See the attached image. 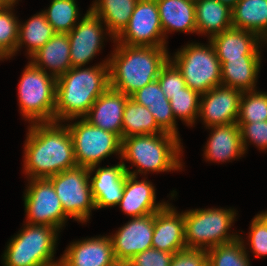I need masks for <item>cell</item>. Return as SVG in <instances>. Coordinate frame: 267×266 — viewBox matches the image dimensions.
<instances>
[{
  "instance_id": "f35d334b",
  "label": "cell",
  "mask_w": 267,
  "mask_h": 266,
  "mask_svg": "<svg viewBox=\"0 0 267 266\" xmlns=\"http://www.w3.org/2000/svg\"><path fill=\"white\" fill-rule=\"evenodd\" d=\"M240 128L242 146L247 149V140L254 142L260 149H267V121L253 123H237Z\"/></svg>"
},
{
  "instance_id": "30bf717a",
  "label": "cell",
  "mask_w": 267,
  "mask_h": 266,
  "mask_svg": "<svg viewBox=\"0 0 267 266\" xmlns=\"http://www.w3.org/2000/svg\"><path fill=\"white\" fill-rule=\"evenodd\" d=\"M88 167L77 166L48 177L68 217L85 222L92 209H96L89 184Z\"/></svg>"
},
{
  "instance_id": "9c48e42d",
  "label": "cell",
  "mask_w": 267,
  "mask_h": 266,
  "mask_svg": "<svg viewBox=\"0 0 267 266\" xmlns=\"http://www.w3.org/2000/svg\"><path fill=\"white\" fill-rule=\"evenodd\" d=\"M72 138L77 166L88 167L93 173L104 158L113 153L121 156L122 140L114 133L90 124L82 118L67 126Z\"/></svg>"
},
{
  "instance_id": "d590c367",
  "label": "cell",
  "mask_w": 267,
  "mask_h": 266,
  "mask_svg": "<svg viewBox=\"0 0 267 266\" xmlns=\"http://www.w3.org/2000/svg\"><path fill=\"white\" fill-rule=\"evenodd\" d=\"M201 94L195 90L185 86L177 94H174L170 99V105L173 115L176 119L178 116L181 120H184L186 124H193L199 117V105Z\"/></svg>"
},
{
  "instance_id": "6da1fadb",
  "label": "cell",
  "mask_w": 267,
  "mask_h": 266,
  "mask_svg": "<svg viewBox=\"0 0 267 266\" xmlns=\"http://www.w3.org/2000/svg\"><path fill=\"white\" fill-rule=\"evenodd\" d=\"M28 130L24 169L30 179L48 178L77 167L67 126L58 122L33 123Z\"/></svg>"
},
{
  "instance_id": "836d02e7",
  "label": "cell",
  "mask_w": 267,
  "mask_h": 266,
  "mask_svg": "<svg viewBox=\"0 0 267 266\" xmlns=\"http://www.w3.org/2000/svg\"><path fill=\"white\" fill-rule=\"evenodd\" d=\"M16 1L0 7V56L2 58H10L16 52L19 23L10 10Z\"/></svg>"
},
{
  "instance_id": "8fae6325",
  "label": "cell",
  "mask_w": 267,
  "mask_h": 266,
  "mask_svg": "<svg viewBox=\"0 0 267 266\" xmlns=\"http://www.w3.org/2000/svg\"><path fill=\"white\" fill-rule=\"evenodd\" d=\"M30 180V185L24 194L28 224L52 226L60 230L68 216L63 210L52 182L48 178Z\"/></svg>"
},
{
  "instance_id": "74e56055",
  "label": "cell",
  "mask_w": 267,
  "mask_h": 266,
  "mask_svg": "<svg viewBox=\"0 0 267 266\" xmlns=\"http://www.w3.org/2000/svg\"><path fill=\"white\" fill-rule=\"evenodd\" d=\"M249 239L255 257L267 255V211L253 218Z\"/></svg>"
},
{
  "instance_id": "ffe728a7",
  "label": "cell",
  "mask_w": 267,
  "mask_h": 266,
  "mask_svg": "<svg viewBox=\"0 0 267 266\" xmlns=\"http://www.w3.org/2000/svg\"><path fill=\"white\" fill-rule=\"evenodd\" d=\"M137 176L127 174L123 190V197L118 205L122 211L131 217L150 215L161 210L167 203L155 204V189L147 181L136 180Z\"/></svg>"
},
{
  "instance_id": "d6986e66",
  "label": "cell",
  "mask_w": 267,
  "mask_h": 266,
  "mask_svg": "<svg viewBox=\"0 0 267 266\" xmlns=\"http://www.w3.org/2000/svg\"><path fill=\"white\" fill-rule=\"evenodd\" d=\"M125 163L111 167H100L90 179L96 209L118 205L123 197L127 171Z\"/></svg>"
},
{
  "instance_id": "8992f818",
  "label": "cell",
  "mask_w": 267,
  "mask_h": 266,
  "mask_svg": "<svg viewBox=\"0 0 267 266\" xmlns=\"http://www.w3.org/2000/svg\"><path fill=\"white\" fill-rule=\"evenodd\" d=\"M57 79L31 62L23 71L18 95L22 115L31 123L54 122Z\"/></svg>"
},
{
  "instance_id": "4fadbf2b",
  "label": "cell",
  "mask_w": 267,
  "mask_h": 266,
  "mask_svg": "<svg viewBox=\"0 0 267 266\" xmlns=\"http://www.w3.org/2000/svg\"><path fill=\"white\" fill-rule=\"evenodd\" d=\"M154 213L134 217L111 236L116 260L125 266L135 255L152 248Z\"/></svg>"
},
{
  "instance_id": "9a60e30c",
  "label": "cell",
  "mask_w": 267,
  "mask_h": 266,
  "mask_svg": "<svg viewBox=\"0 0 267 266\" xmlns=\"http://www.w3.org/2000/svg\"><path fill=\"white\" fill-rule=\"evenodd\" d=\"M102 20L90 9L69 33L70 61L72 67H82L101 49Z\"/></svg>"
},
{
  "instance_id": "60d3db41",
  "label": "cell",
  "mask_w": 267,
  "mask_h": 266,
  "mask_svg": "<svg viewBox=\"0 0 267 266\" xmlns=\"http://www.w3.org/2000/svg\"><path fill=\"white\" fill-rule=\"evenodd\" d=\"M170 266H207V251L185 249L174 254Z\"/></svg>"
},
{
  "instance_id": "5bb4252c",
  "label": "cell",
  "mask_w": 267,
  "mask_h": 266,
  "mask_svg": "<svg viewBox=\"0 0 267 266\" xmlns=\"http://www.w3.org/2000/svg\"><path fill=\"white\" fill-rule=\"evenodd\" d=\"M242 91L225 86L201 94L199 114L207 127L237 123Z\"/></svg>"
},
{
  "instance_id": "44dd1931",
  "label": "cell",
  "mask_w": 267,
  "mask_h": 266,
  "mask_svg": "<svg viewBox=\"0 0 267 266\" xmlns=\"http://www.w3.org/2000/svg\"><path fill=\"white\" fill-rule=\"evenodd\" d=\"M261 39L251 31L230 28L210 38L219 60L242 58V55H260Z\"/></svg>"
},
{
  "instance_id": "7a4b0ae2",
  "label": "cell",
  "mask_w": 267,
  "mask_h": 266,
  "mask_svg": "<svg viewBox=\"0 0 267 266\" xmlns=\"http://www.w3.org/2000/svg\"><path fill=\"white\" fill-rule=\"evenodd\" d=\"M108 88V60L86 69L70 68L57 78L54 122L83 118Z\"/></svg>"
},
{
  "instance_id": "ee69618b",
  "label": "cell",
  "mask_w": 267,
  "mask_h": 266,
  "mask_svg": "<svg viewBox=\"0 0 267 266\" xmlns=\"http://www.w3.org/2000/svg\"><path fill=\"white\" fill-rule=\"evenodd\" d=\"M262 39L267 42V34Z\"/></svg>"
},
{
  "instance_id": "ab89813d",
  "label": "cell",
  "mask_w": 267,
  "mask_h": 266,
  "mask_svg": "<svg viewBox=\"0 0 267 266\" xmlns=\"http://www.w3.org/2000/svg\"><path fill=\"white\" fill-rule=\"evenodd\" d=\"M174 254L149 248L135 255L125 266H170Z\"/></svg>"
},
{
  "instance_id": "4316f807",
  "label": "cell",
  "mask_w": 267,
  "mask_h": 266,
  "mask_svg": "<svg viewBox=\"0 0 267 266\" xmlns=\"http://www.w3.org/2000/svg\"><path fill=\"white\" fill-rule=\"evenodd\" d=\"M197 33L210 38L232 28V9L218 0H195Z\"/></svg>"
},
{
  "instance_id": "e0dca14e",
  "label": "cell",
  "mask_w": 267,
  "mask_h": 266,
  "mask_svg": "<svg viewBox=\"0 0 267 266\" xmlns=\"http://www.w3.org/2000/svg\"><path fill=\"white\" fill-rule=\"evenodd\" d=\"M130 97L109 87L101 94L83 117L90 124L116 134L122 140V119Z\"/></svg>"
},
{
  "instance_id": "7c38bea8",
  "label": "cell",
  "mask_w": 267,
  "mask_h": 266,
  "mask_svg": "<svg viewBox=\"0 0 267 266\" xmlns=\"http://www.w3.org/2000/svg\"><path fill=\"white\" fill-rule=\"evenodd\" d=\"M115 40L129 46L165 47L156 0H138L127 26Z\"/></svg>"
},
{
  "instance_id": "ba28073f",
  "label": "cell",
  "mask_w": 267,
  "mask_h": 266,
  "mask_svg": "<svg viewBox=\"0 0 267 266\" xmlns=\"http://www.w3.org/2000/svg\"><path fill=\"white\" fill-rule=\"evenodd\" d=\"M188 44L177 51L173 63L181 71L185 84L200 94L221 86V62L211 43Z\"/></svg>"
},
{
  "instance_id": "7402d4cb",
  "label": "cell",
  "mask_w": 267,
  "mask_h": 266,
  "mask_svg": "<svg viewBox=\"0 0 267 266\" xmlns=\"http://www.w3.org/2000/svg\"><path fill=\"white\" fill-rule=\"evenodd\" d=\"M132 98L137 104L148 107L157 125L166 133L179 137L176 119L173 115L169 99L161 90L158 80H154L133 93Z\"/></svg>"
},
{
  "instance_id": "f1b7e54d",
  "label": "cell",
  "mask_w": 267,
  "mask_h": 266,
  "mask_svg": "<svg viewBox=\"0 0 267 266\" xmlns=\"http://www.w3.org/2000/svg\"><path fill=\"white\" fill-rule=\"evenodd\" d=\"M138 0H98L90 10L106 25L108 34L116 38L127 26Z\"/></svg>"
},
{
  "instance_id": "3957f363",
  "label": "cell",
  "mask_w": 267,
  "mask_h": 266,
  "mask_svg": "<svg viewBox=\"0 0 267 266\" xmlns=\"http://www.w3.org/2000/svg\"><path fill=\"white\" fill-rule=\"evenodd\" d=\"M166 47L117 44L109 64V87L129 97L156 80L170 59Z\"/></svg>"
},
{
  "instance_id": "f6af8a7d",
  "label": "cell",
  "mask_w": 267,
  "mask_h": 266,
  "mask_svg": "<svg viewBox=\"0 0 267 266\" xmlns=\"http://www.w3.org/2000/svg\"><path fill=\"white\" fill-rule=\"evenodd\" d=\"M52 266H63V265L61 264V262H59V263L52 265Z\"/></svg>"
},
{
  "instance_id": "8d00e7d4",
  "label": "cell",
  "mask_w": 267,
  "mask_h": 266,
  "mask_svg": "<svg viewBox=\"0 0 267 266\" xmlns=\"http://www.w3.org/2000/svg\"><path fill=\"white\" fill-rule=\"evenodd\" d=\"M157 80L161 90L165 93L168 99L180 92V90L186 86L181 71L171 59H169L162 67Z\"/></svg>"
},
{
  "instance_id": "1f68e13d",
  "label": "cell",
  "mask_w": 267,
  "mask_h": 266,
  "mask_svg": "<svg viewBox=\"0 0 267 266\" xmlns=\"http://www.w3.org/2000/svg\"><path fill=\"white\" fill-rule=\"evenodd\" d=\"M75 1L52 0L49 9L43 11L55 33L68 34L76 26L79 12Z\"/></svg>"
},
{
  "instance_id": "4dcf8cb0",
  "label": "cell",
  "mask_w": 267,
  "mask_h": 266,
  "mask_svg": "<svg viewBox=\"0 0 267 266\" xmlns=\"http://www.w3.org/2000/svg\"><path fill=\"white\" fill-rule=\"evenodd\" d=\"M55 34L52 26L48 23L44 12H40L29 19L25 24L19 23L18 42L16 51L26 44L28 54L31 57Z\"/></svg>"
},
{
  "instance_id": "f546056e",
  "label": "cell",
  "mask_w": 267,
  "mask_h": 266,
  "mask_svg": "<svg viewBox=\"0 0 267 266\" xmlns=\"http://www.w3.org/2000/svg\"><path fill=\"white\" fill-rule=\"evenodd\" d=\"M158 133H164V131L157 125L148 107L137 104L132 98H129L124 107L122 138Z\"/></svg>"
},
{
  "instance_id": "ac0fdd59",
  "label": "cell",
  "mask_w": 267,
  "mask_h": 266,
  "mask_svg": "<svg viewBox=\"0 0 267 266\" xmlns=\"http://www.w3.org/2000/svg\"><path fill=\"white\" fill-rule=\"evenodd\" d=\"M177 213L169 204L154 213L152 248L170 253L186 249L184 213Z\"/></svg>"
},
{
  "instance_id": "277c9868",
  "label": "cell",
  "mask_w": 267,
  "mask_h": 266,
  "mask_svg": "<svg viewBox=\"0 0 267 266\" xmlns=\"http://www.w3.org/2000/svg\"><path fill=\"white\" fill-rule=\"evenodd\" d=\"M180 139L170 133L148 135H133L122 138L121 158L132 162L139 169L131 172L124 165L128 174L137 176V173L164 172L181 169Z\"/></svg>"
},
{
  "instance_id": "2e32d148",
  "label": "cell",
  "mask_w": 267,
  "mask_h": 266,
  "mask_svg": "<svg viewBox=\"0 0 267 266\" xmlns=\"http://www.w3.org/2000/svg\"><path fill=\"white\" fill-rule=\"evenodd\" d=\"M60 262L63 266H120L109 236L74 242L65 251Z\"/></svg>"
},
{
  "instance_id": "d6a6232c",
  "label": "cell",
  "mask_w": 267,
  "mask_h": 266,
  "mask_svg": "<svg viewBox=\"0 0 267 266\" xmlns=\"http://www.w3.org/2000/svg\"><path fill=\"white\" fill-rule=\"evenodd\" d=\"M245 245L239 237L230 243L207 250L208 266H249Z\"/></svg>"
},
{
  "instance_id": "e575fe53",
  "label": "cell",
  "mask_w": 267,
  "mask_h": 266,
  "mask_svg": "<svg viewBox=\"0 0 267 266\" xmlns=\"http://www.w3.org/2000/svg\"><path fill=\"white\" fill-rule=\"evenodd\" d=\"M246 95V96H245ZM267 121V93L245 91L240 98L237 123Z\"/></svg>"
},
{
  "instance_id": "5b68a950",
  "label": "cell",
  "mask_w": 267,
  "mask_h": 266,
  "mask_svg": "<svg viewBox=\"0 0 267 266\" xmlns=\"http://www.w3.org/2000/svg\"><path fill=\"white\" fill-rule=\"evenodd\" d=\"M58 229L46 225L26 224L10 240L3 256L4 266H52Z\"/></svg>"
},
{
  "instance_id": "83f0119b",
  "label": "cell",
  "mask_w": 267,
  "mask_h": 266,
  "mask_svg": "<svg viewBox=\"0 0 267 266\" xmlns=\"http://www.w3.org/2000/svg\"><path fill=\"white\" fill-rule=\"evenodd\" d=\"M232 27L251 31L262 40L267 34V0H239L232 8Z\"/></svg>"
},
{
  "instance_id": "484cf974",
  "label": "cell",
  "mask_w": 267,
  "mask_h": 266,
  "mask_svg": "<svg viewBox=\"0 0 267 266\" xmlns=\"http://www.w3.org/2000/svg\"><path fill=\"white\" fill-rule=\"evenodd\" d=\"M163 35L167 31L197 32L195 0H156Z\"/></svg>"
},
{
  "instance_id": "d4e9b609",
  "label": "cell",
  "mask_w": 267,
  "mask_h": 266,
  "mask_svg": "<svg viewBox=\"0 0 267 266\" xmlns=\"http://www.w3.org/2000/svg\"><path fill=\"white\" fill-rule=\"evenodd\" d=\"M212 134L205 147V157L208 160H232L244 154L240 128L237 123L212 126Z\"/></svg>"
},
{
  "instance_id": "7bdbcfd3",
  "label": "cell",
  "mask_w": 267,
  "mask_h": 266,
  "mask_svg": "<svg viewBox=\"0 0 267 266\" xmlns=\"http://www.w3.org/2000/svg\"><path fill=\"white\" fill-rule=\"evenodd\" d=\"M15 0H0V7L5 6L9 3L14 2Z\"/></svg>"
},
{
  "instance_id": "52a82bcc",
  "label": "cell",
  "mask_w": 267,
  "mask_h": 266,
  "mask_svg": "<svg viewBox=\"0 0 267 266\" xmlns=\"http://www.w3.org/2000/svg\"><path fill=\"white\" fill-rule=\"evenodd\" d=\"M232 209H195L184 212L186 249L209 250L239 238L227 231L235 219Z\"/></svg>"
},
{
  "instance_id": "603a6c76",
  "label": "cell",
  "mask_w": 267,
  "mask_h": 266,
  "mask_svg": "<svg viewBox=\"0 0 267 266\" xmlns=\"http://www.w3.org/2000/svg\"><path fill=\"white\" fill-rule=\"evenodd\" d=\"M260 59V55H242V58L219 60L221 62V85L242 92L255 90Z\"/></svg>"
},
{
  "instance_id": "cb8c5ba5",
  "label": "cell",
  "mask_w": 267,
  "mask_h": 266,
  "mask_svg": "<svg viewBox=\"0 0 267 266\" xmlns=\"http://www.w3.org/2000/svg\"><path fill=\"white\" fill-rule=\"evenodd\" d=\"M31 59V63L41 70L46 71L47 67L52 69L51 75L54 78L57 79L62 76L72 68L68 34L55 33L48 42L31 56Z\"/></svg>"
},
{
  "instance_id": "b9f144b4",
  "label": "cell",
  "mask_w": 267,
  "mask_h": 266,
  "mask_svg": "<svg viewBox=\"0 0 267 266\" xmlns=\"http://www.w3.org/2000/svg\"><path fill=\"white\" fill-rule=\"evenodd\" d=\"M222 4L228 5L231 9L237 4L239 0H218Z\"/></svg>"
}]
</instances>
